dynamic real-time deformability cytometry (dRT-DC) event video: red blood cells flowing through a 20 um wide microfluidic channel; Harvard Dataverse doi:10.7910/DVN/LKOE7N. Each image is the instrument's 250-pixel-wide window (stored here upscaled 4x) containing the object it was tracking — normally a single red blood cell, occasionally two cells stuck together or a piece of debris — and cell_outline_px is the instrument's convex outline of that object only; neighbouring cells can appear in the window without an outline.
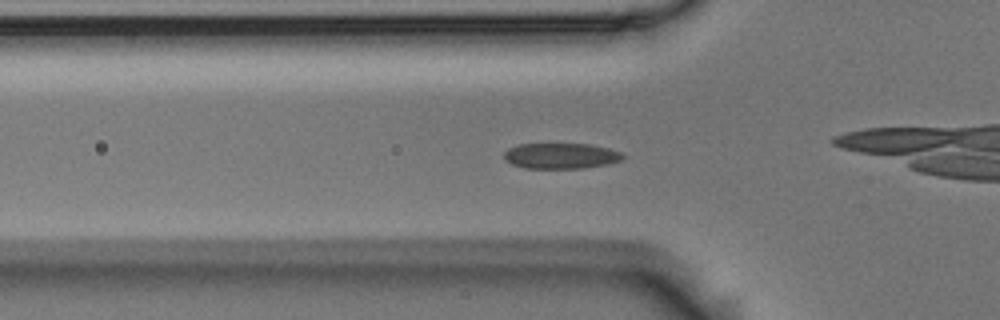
{"species": "Egyptian fruit bat (a non-hibernating species)", "species_latin": "Rousettus aegyptiacus", "temperature_condition": "room temperature", "stored_images_in_passage": 42, "camera_frame_rate_fps": 3000, "um_per_image_px": 0.085, "animal": {"sex": "male"}, "frame": {"image": 1, "passage_image": 4, "time_ms": 1.0, "image_size_px": [1000, 320], "cell_outline_px": [[624, 156], [620, 160], [608, 164], [584, 168], [524, 168], [512, 164], [504, 160], [504, 152], [508, 148], [520, 144], [588, 144], [608, 148], [620, 152]], "centroid_in_image_um": [47.64, 13.25], "position_along_channel_um": 78.2, "area_um2": 17.69}}
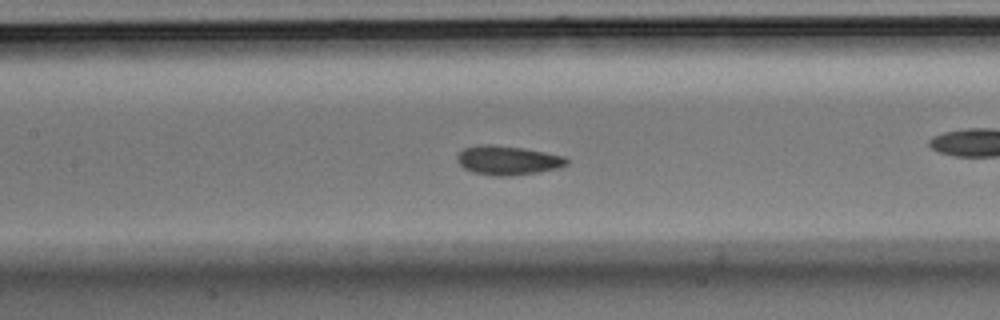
{"frame": {"image": 2, "passage_image": 11, "time_ms": 3.333, "image_size_px": [1000, 320], "cell_outline_px": [[568, 164], [560, 168], [512, 176], [492, 176], [472, 172], [464, 168], [456, 160], [456, 156], [464, 148], [480, 144], [492, 144], [524, 148], [564, 156], [568, 160]], "centroid_in_image_um": [43.14, 13.63], "position_along_channel_um": 164.3, "area_um2": 18.73}}
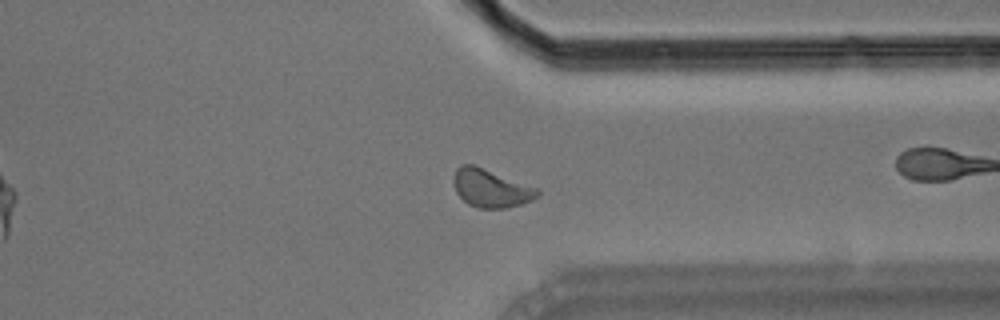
{"frame": {"image": 3, "passage_image": 28, "time_ms": 9.0, "image_size_px": [1000, 320], "cell_outline_px": [[540, 196], [532, 200], [508, 208], [476, 208], [468, 204], [456, 192], [452, 180], [452, 176], [456, 168], [460, 164], [476, 164], [540, 188]], "centroid_in_image_um": [41.74, 15.97], "position_along_channel_um": 369.7, "area_um2": 19.25}, "authors_computed_cell_mechanics": {"area_um2": 17.9469, "velocity_mm_per_s": 3.647, "shape_relaxation_time_tau1_ms": 3.0411, "shape_relaxation_time_tau2_ms": 1.2572, "deformation_change_tau1": 0.0998, "deformation_change_tau2": 0.065}}